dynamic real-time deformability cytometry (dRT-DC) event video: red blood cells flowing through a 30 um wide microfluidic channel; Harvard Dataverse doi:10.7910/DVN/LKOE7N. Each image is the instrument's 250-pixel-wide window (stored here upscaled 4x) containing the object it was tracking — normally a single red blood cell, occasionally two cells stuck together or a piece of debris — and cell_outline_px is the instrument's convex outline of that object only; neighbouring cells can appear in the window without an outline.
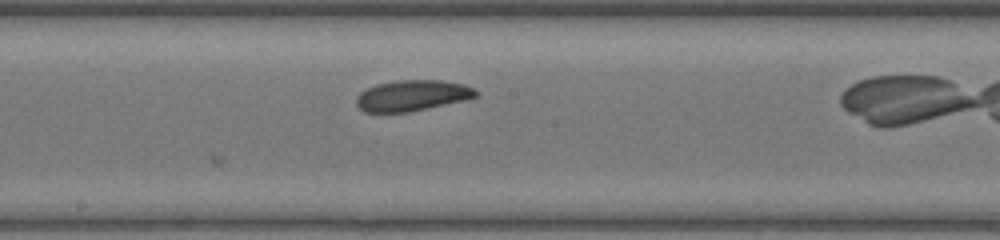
{"species": "common noctule bat (a hibernating species)", "species_latin": "Nyctalus noctula", "temperature_condition": "warm", "stored_images_in_passage": 14, "camera_frame_rate_fps": 3000, "um_per_image_px": 0.085, "animal": {"sex": "female", "body_mass_g": 17.0, "forearm_length_mm": 48.0}, "frame": {"image": 1, "passage_image": 14, "time_ms": 4.333, "image_size_px": [1000, 240], "cell_outline_px": [[480, 92], [476, 96], [464, 100], [408, 112], [364, 112], [356, 104], [356, 96], [360, 92], [376, 84], [396, 80], [444, 80], [464, 84], [476, 88]], "centroid_in_image_um": [35.05, 8.11], "position_along_channel_um": 213.1, "area_um2": 21.56}}